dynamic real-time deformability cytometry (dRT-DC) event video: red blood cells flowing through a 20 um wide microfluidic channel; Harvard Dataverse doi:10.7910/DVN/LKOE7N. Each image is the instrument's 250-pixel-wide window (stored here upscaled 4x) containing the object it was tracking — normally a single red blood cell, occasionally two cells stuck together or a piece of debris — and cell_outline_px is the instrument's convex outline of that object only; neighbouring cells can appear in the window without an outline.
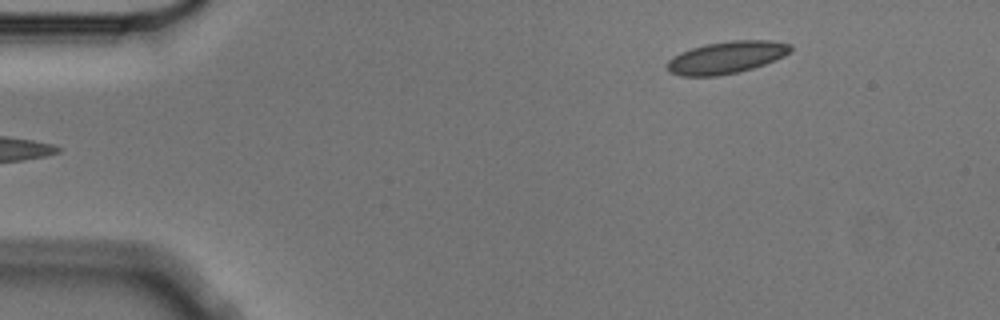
{"species": "Egyptian fruit bat (a non-hibernating species)", "species_latin": "Rousettus aegyptiacus", "temperature_condition": "cold", "stored_images_in_passage": 3, "camera_frame_rate_fps": 3000, "um_per_image_px": 0.085, "animal": {"sex": "male"}, "frame": {"image": 1, "passage_image": 3, "time_ms": 0.667, "image_size_px": [1000, 320], "cell_outline_px": [[792, 48], [784, 56], [764, 64], [752, 68], [736, 72], [716, 76], [680, 76], [668, 72], [668, 60], [672, 56], [680, 52], [704, 44], [732, 40], [768, 40], [792, 44]], "centroid_in_image_um": [61.72, 4.87], "position_along_channel_um": 23.3, "area_um2": 23.06}}